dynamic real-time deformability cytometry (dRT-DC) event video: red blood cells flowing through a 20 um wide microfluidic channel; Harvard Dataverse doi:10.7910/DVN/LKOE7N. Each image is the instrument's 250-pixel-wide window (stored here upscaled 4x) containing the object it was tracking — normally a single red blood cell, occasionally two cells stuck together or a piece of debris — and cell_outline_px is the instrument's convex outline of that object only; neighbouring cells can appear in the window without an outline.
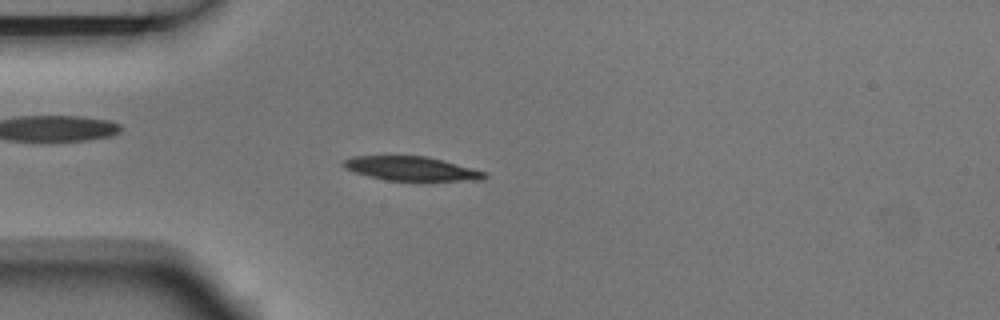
{"species": "Egyptian fruit bat (a non-hibernating species)", "species_latin": "Rousettus aegyptiacus", "temperature_condition": "room temperature", "stored_images_in_passage": 4, "camera_frame_rate_fps": 3000, "um_per_image_px": 0.085, "animal": {"sex": "male"}, "frame": {"image": 1, "passage_image": 4, "time_ms": 1.0, "image_size_px": [1000, 320], "cell_outline_px": [[488, 176], [484, 180], [384, 180], [368, 176], [344, 168], [340, 164], [344, 160], [352, 156], [428, 156], [472, 168], [484, 172]], "centroid_in_image_um": [34.93, 14.32], "position_along_channel_um": 50.1, "area_um2": 19.65}}